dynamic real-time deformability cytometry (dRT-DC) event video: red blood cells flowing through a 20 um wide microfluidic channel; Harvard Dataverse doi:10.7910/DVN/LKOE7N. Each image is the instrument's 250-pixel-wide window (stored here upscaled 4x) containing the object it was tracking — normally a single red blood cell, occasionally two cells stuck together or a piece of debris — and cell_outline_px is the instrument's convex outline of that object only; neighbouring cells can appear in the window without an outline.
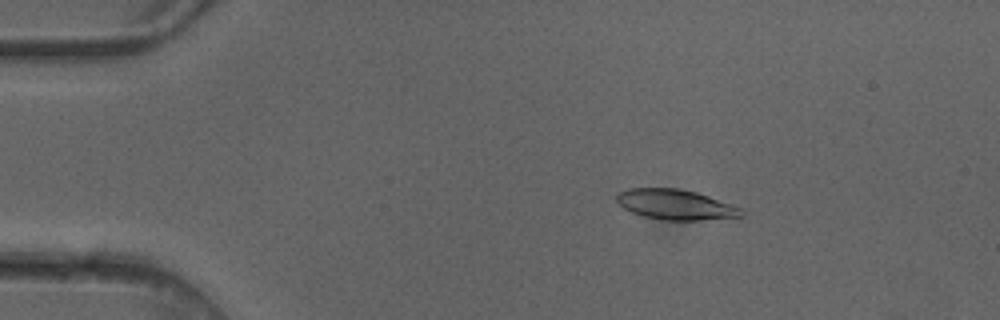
{"species": "common noctule bat (a hibernating species)", "species_latin": "Nyctalus noctula", "temperature_condition": "cold", "stored_images_in_passage": 5, "camera_frame_rate_fps": 3000, "um_per_image_px": 0.085, "animal": {"sex": "female"}, "frame": {"image": 1, "passage_image": 2, "time_ms": 0.333, "image_size_px": [1000, 320], "cell_outline_px": [[744, 216], [700, 220], [664, 220], [644, 216], [632, 212], [624, 208], [616, 200], [616, 196], [620, 192], [628, 188], [676, 188], [696, 192], [744, 208]], "centroid_in_image_um": [57.46, 17.39], "position_along_channel_um": 27.5, "area_um2": 21.91}}
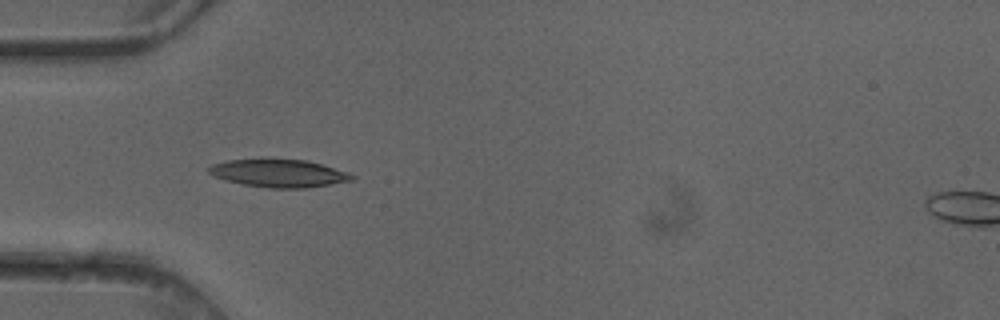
{"frame": {"image": 2, "passage_image": 4, "time_ms": 1.0, "image_size_px": [1000, 320], "cell_outline_px": [[356, 176], [352, 180], [332, 184], [308, 188], [268, 188], [244, 184], [224, 180], [212, 176], [208, 172], [208, 168], [212, 164], [228, 160], [264, 156], [268, 156], [308, 160], [348, 172]], "centroid_in_image_um": [23.66, 14.68], "position_along_channel_um": 61.3, "area_um2": 24.22}}
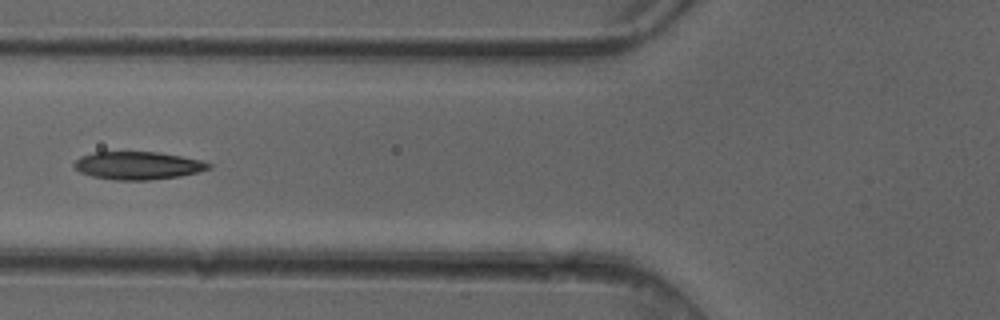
{"frame": {"image": 3, "passage_image": 5, "time_ms": 1.333, "image_size_px": [1000, 320], "cell_outline_px": [[212, 168], [180, 176], [148, 180], [116, 180], [92, 176], [80, 172], [72, 164], [80, 156], [92, 152], [160, 152], [200, 160], [212, 164]], "centroid_in_image_um": [11.7, 14.06], "position_along_channel_um": 114.1, "area_um2": 21.79}}